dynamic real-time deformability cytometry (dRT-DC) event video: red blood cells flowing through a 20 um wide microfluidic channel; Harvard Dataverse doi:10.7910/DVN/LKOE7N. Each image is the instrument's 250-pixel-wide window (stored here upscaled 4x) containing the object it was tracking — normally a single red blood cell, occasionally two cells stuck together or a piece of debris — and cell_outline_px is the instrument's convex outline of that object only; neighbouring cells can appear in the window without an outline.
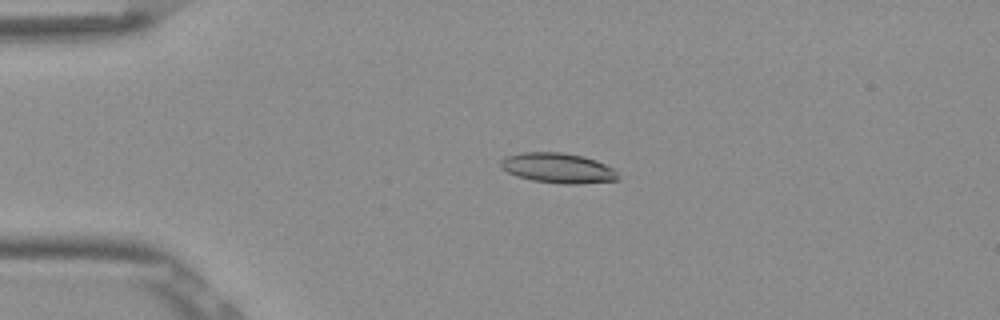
{"species": "Egyptian fruit bat (a non-hibernating species)", "species_latin": "Rousettus aegyptiacus", "temperature_condition": "room temperature", "stored_images_in_passage": 54, "camera_frame_rate_fps": 3000, "um_per_image_px": 0.085, "frame": {"image": 1, "passage_image": 13, "time_ms": 4.0, "image_size_px": [1000, 320], "cell_outline_px": [[620, 180], [576, 184], [564, 184], [532, 180], [516, 176], [500, 168], [500, 160], [508, 156], [524, 152], [560, 152], [584, 156], [596, 160], [616, 168], [620, 176]], "centroid_in_image_um": [47.48, 14.29], "position_along_channel_um": 37.5, "area_um2": 20.81}}
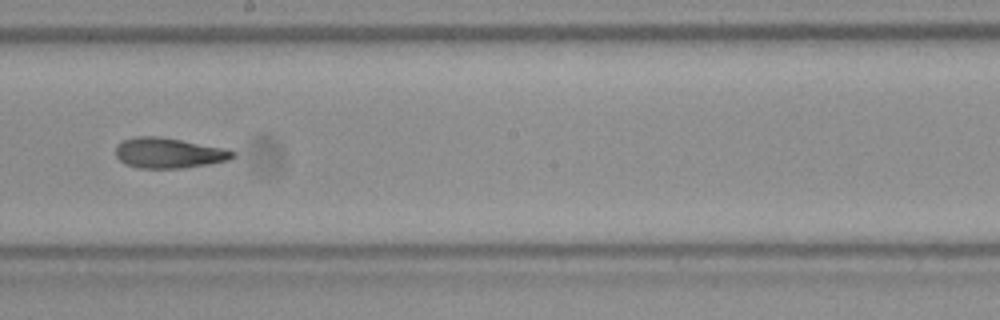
{"frame": {"image": 2, "passage_image": 31, "time_ms": 10.0, "image_size_px": [1000, 320], "cell_outline_px": [[236, 156], [228, 160], [208, 164], [180, 168], [140, 168], [124, 164], [116, 156], [116, 144], [124, 140], [136, 136], [160, 136], [228, 148], [236, 152]], "centroid_in_image_um": [14.37, 12.99], "position_along_channel_um": 233.8, "area_um2": 20.92}}
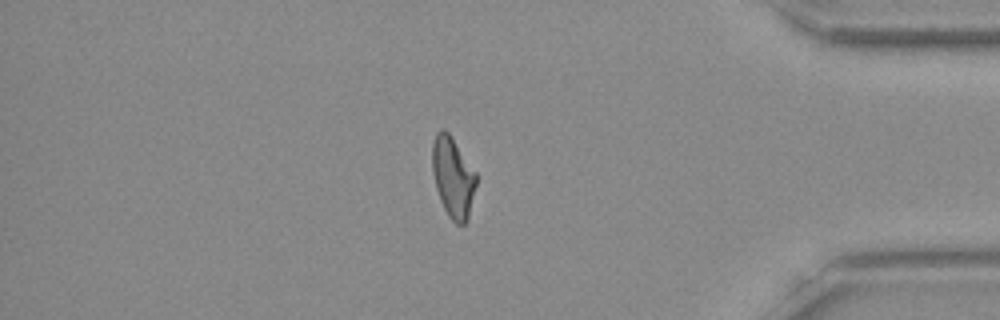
{"frame": {"image": 3, "passage_image": 46, "time_ms": 15.0, "image_size_px": [1000, 320], "cell_outline_px": [[476, 184], [468, 220], [464, 224], [456, 224], [448, 216], [440, 200], [436, 188], [432, 172], [432, 144], [436, 132], [440, 128], [444, 128], [452, 136], [476, 172]], "centroid_in_image_um": [38.49, 15.04], "position_along_channel_um": 396.7, "area_um2": 20.81}, "authors_computed_cell_mechanics": {"area_um2": 20.8369, "velocity_mm_per_s": 3.8631, "shape_relaxation_time_tau1_ms": 5.8188, "shape_relaxation_time_tau2_ms": 2.8707, "deformation_change_tau1": 0.1835, "deformation_change_tau2": 0.1116}}